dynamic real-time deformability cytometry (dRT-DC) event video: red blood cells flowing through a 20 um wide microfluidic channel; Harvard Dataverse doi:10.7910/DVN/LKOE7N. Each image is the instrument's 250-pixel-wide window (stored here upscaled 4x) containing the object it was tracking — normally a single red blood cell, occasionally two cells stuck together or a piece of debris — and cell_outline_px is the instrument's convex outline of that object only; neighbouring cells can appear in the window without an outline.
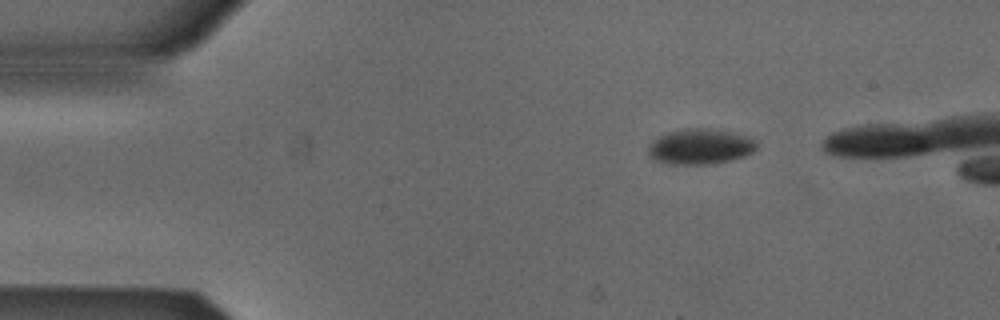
{"species": "Egyptian fruit bat (a non-hibernating species)", "species_latin": "Rousettus aegyptiacus", "temperature_condition": "cold", "stored_images_in_passage": 4, "camera_frame_rate_fps": 3000, "um_per_image_px": 0.085, "animal": {"sex": "male"}, "frame": {"image": 1, "passage_image": 1, "time_ms": 0.0, "image_size_px": [1000, 320], "cell_outline_px": [[756, 148], [752, 152], [744, 156], [732, 160], [712, 164], [672, 164], [652, 160], [648, 156], [648, 148], [660, 136], [668, 132], [684, 128], [696, 128], [728, 132], [744, 136], [756, 140]], "centroid_in_image_um": [59.49, 12.48], "position_along_channel_um": 25.5, "area_um2": 22.02}}